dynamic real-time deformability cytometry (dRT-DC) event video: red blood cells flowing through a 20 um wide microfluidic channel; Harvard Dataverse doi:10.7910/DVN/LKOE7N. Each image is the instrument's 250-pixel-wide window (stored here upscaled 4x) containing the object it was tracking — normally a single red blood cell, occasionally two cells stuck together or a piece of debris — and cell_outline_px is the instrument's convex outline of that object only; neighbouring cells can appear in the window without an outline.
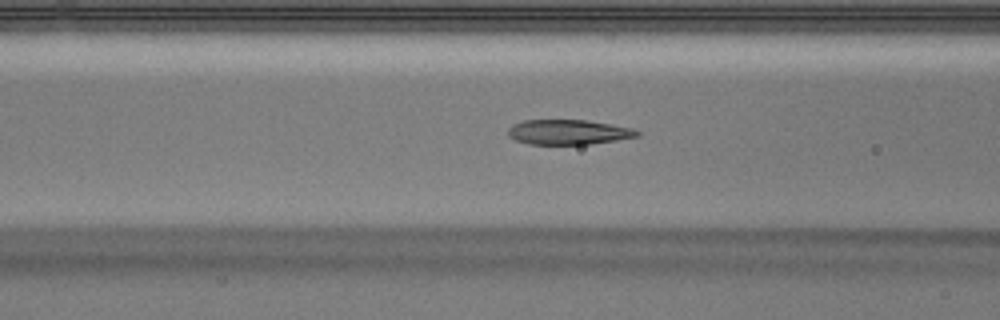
{"species": "Egyptian fruit bat (a non-hibernating species)", "species_latin": "Rousettus aegyptiacus", "temperature_condition": "warm", "stored_images_in_passage": 45, "camera_frame_rate_fps": 3000, "um_per_image_px": 0.085, "animal": {"sex": "male"}, "frame": {"image": 1, "passage_image": 13, "time_ms": 4.0, "image_size_px": [1000, 320], "cell_outline_px": [[640, 136], [616, 140], [588, 144], [528, 144], [516, 140], [508, 136], [508, 128], [512, 124], [524, 120], [588, 120], [632, 128], [640, 132]], "centroid_in_image_um": [48.29, 11.22], "position_along_channel_um": 118.3, "area_um2": 18.73}}
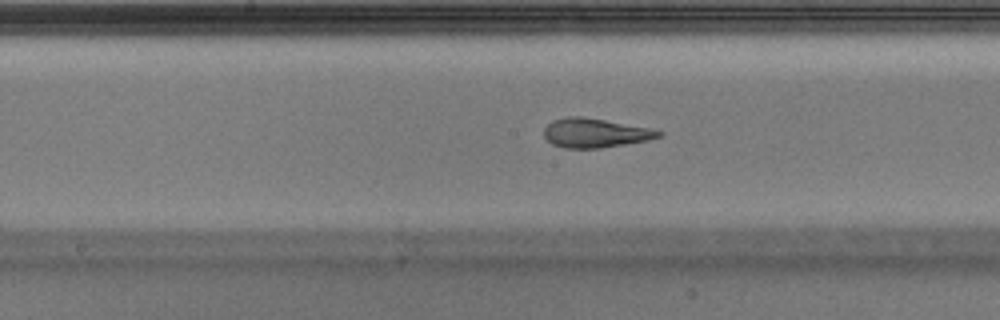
{"frame": {"image": 2, "passage_image": 19, "time_ms": 6.0, "image_size_px": [1000, 320], "cell_outline_px": [[664, 132], [660, 136], [648, 140], [600, 148], [564, 148], [552, 144], [544, 136], [544, 128], [552, 120], [568, 116], [580, 116], [604, 120], [648, 128]], "centroid_in_image_um": [50.54, 11.3], "position_along_channel_um": 197.7, "area_um2": 19.25}}
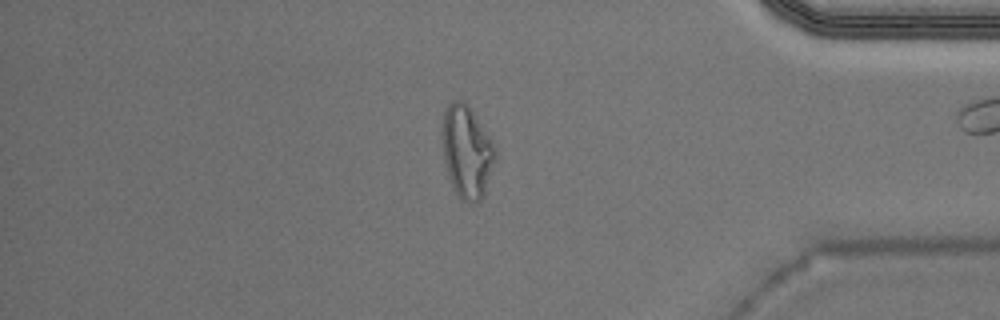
{"frame": {"image": 3, "passage_image": 36, "time_ms": 11.667, "image_size_px": [1000, 320], "cell_outline_px": [[496, 160], [484, 196], [480, 200], [472, 204], [460, 200], [448, 176], [444, 160], [440, 136], [444, 112], [448, 104], [452, 100], [464, 100], [468, 104], [492, 140], [496, 148]], "centroid_in_image_um": [39.68, 12.89], "position_along_channel_um": 395.5, "area_um2": 29.19}, "authors_computed_cell_mechanics": {"area_um2": 19.8832, "velocity_mm_per_s": 3.9524, "shape_relaxation_time_tau1_ms": 6.6075, "shape_relaxation_time_tau2_ms": 0.9335, "deformation_change_tau1": 0.2543, "deformation_change_tau2": 0.0793}}